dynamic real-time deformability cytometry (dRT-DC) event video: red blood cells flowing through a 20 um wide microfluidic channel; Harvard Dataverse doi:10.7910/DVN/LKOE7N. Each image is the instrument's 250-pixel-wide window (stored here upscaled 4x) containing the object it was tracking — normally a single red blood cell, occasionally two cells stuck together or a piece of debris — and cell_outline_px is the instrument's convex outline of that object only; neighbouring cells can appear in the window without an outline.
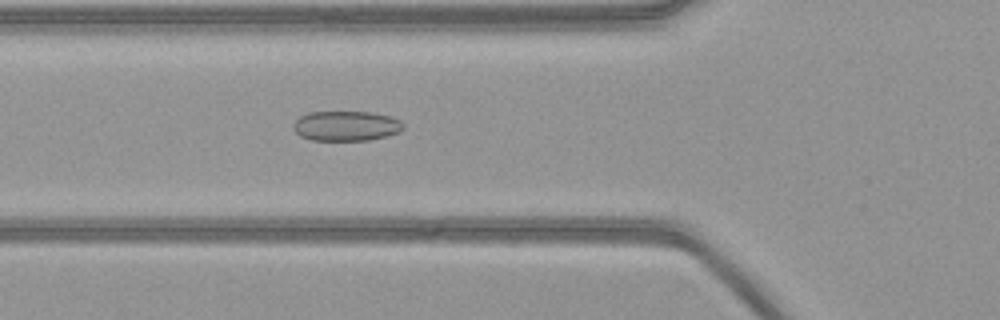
{"species": "common noctule bat (a hibernating species)", "species_latin": "Nyctalus noctula", "temperature_condition": "warm", "stored_images_in_passage": 53, "camera_frame_rate_fps": 3000, "um_per_image_px": 0.085, "animal": {"sex": "female", "body_mass_g": 21.9}, "frame": {"image": 1, "passage_image": 18, "time_ms": 5.667, "image_size_px": [1000, 320], "cell_outline_px": [[404, 128], [400, 132], [368, 140], [312, 140], [300, 136], [292, 128], [292, 124], [300, 116], [308, 112], [372, 112], [392, 116], [400, 120], [404, 124]], "centroid_in_image_um": [29.42, 10.69], "position_along_channel_um": 96.4, "area_um2": 19.31}}
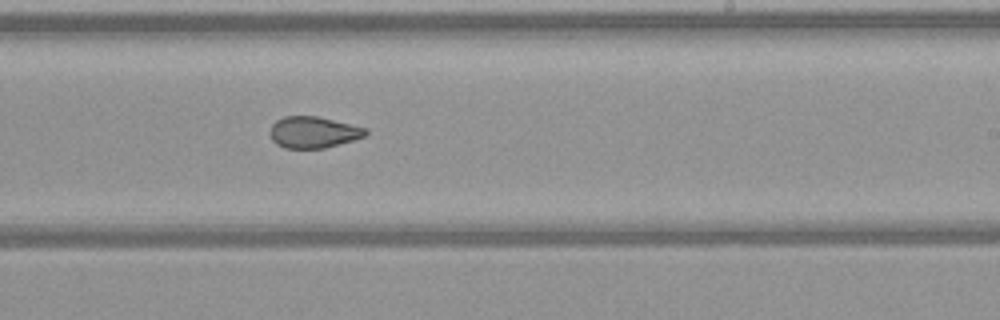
{"frame": {"image": 2, "passage_image": 31, "time_ms": 10.0, "image_size_px": [1000, 320], "cell_outline_px": [[368, 132], [364, 136], [352, 140], [324, 148], [284, 148], [276, 144], [272, 140], [268, 132], [272, 124], [276, 120], [284, 116], [316, 116], [368, 128]], "centroid_in_image_um": [26.59, 11.24], "position_along_channel_um": 262.4, "area_um2": 17.51}}
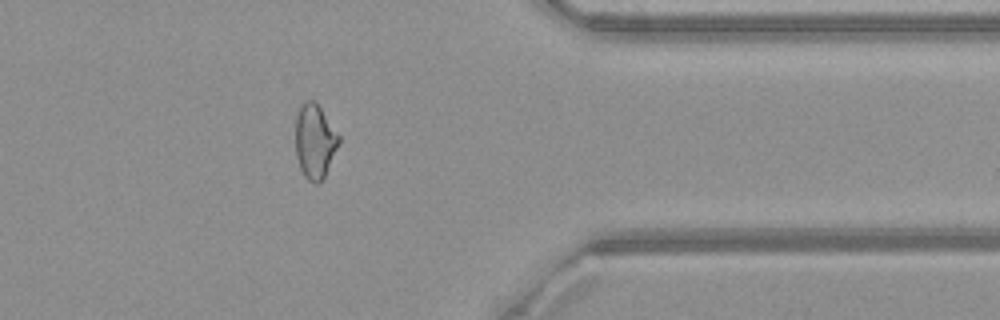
{"frame": {"image": 3, "passage_image": 42, "time_ms": 13.667, "image_size_px": [1000, 320], "cell_outline_px": [[340, 140], [324, 176], [316, 184], [308, 180], [304, 176], [300, 168], [296, 156], [296, 116], [300, 104], [304, 100], [316, 100], [340, 136]], "centroid_in_image_um": [26.74, 11.95], "position_along_channel_um": 384.7, "area_um2": 18.73}}